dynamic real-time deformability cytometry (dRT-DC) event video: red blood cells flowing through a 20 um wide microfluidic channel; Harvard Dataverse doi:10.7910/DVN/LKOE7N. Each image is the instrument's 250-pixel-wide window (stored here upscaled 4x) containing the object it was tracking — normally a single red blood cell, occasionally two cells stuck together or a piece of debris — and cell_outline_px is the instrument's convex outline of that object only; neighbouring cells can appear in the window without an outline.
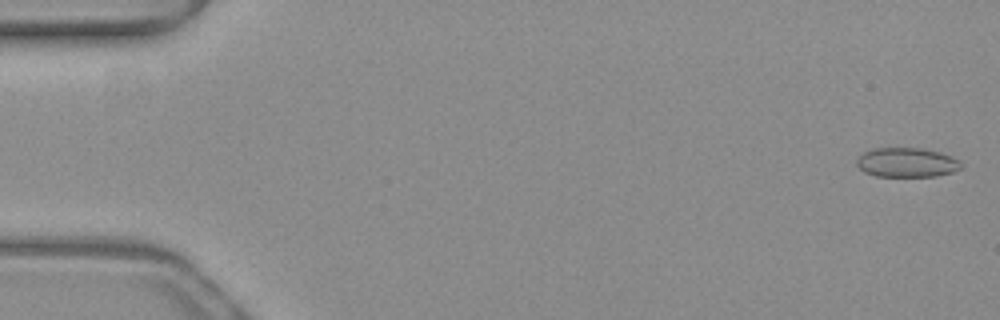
{"species": "common noctule bat (a hibernating species)", "species_latin": "Nyctalus noctula", "temperature_condition": "warm", "stored_images_in_passage": 51, "camera_frame_rate_fps": 3000, "um_per_image_px": 0.085, "animal": {"sex": "female", "body_mass_g": 19.3, "forearm_length_mm": 54.1}, "frame": {"image": 1, "passage_image": 1, "time_ms": 0.0, "image_size_px": [1000, 320], "cell_outline_px": [[960, 168], [952, 172], [936, 176], [876, 176], [864, 172], [856, 164], [856, 160], [864, 152], [872, 148], [924, 148], [940, 152], [956, 160], [960, 164]], "centroid_in_image_um": [77.02, 13.8], "position_along_channel_um": 8.0, "area_um2": 17.69}}
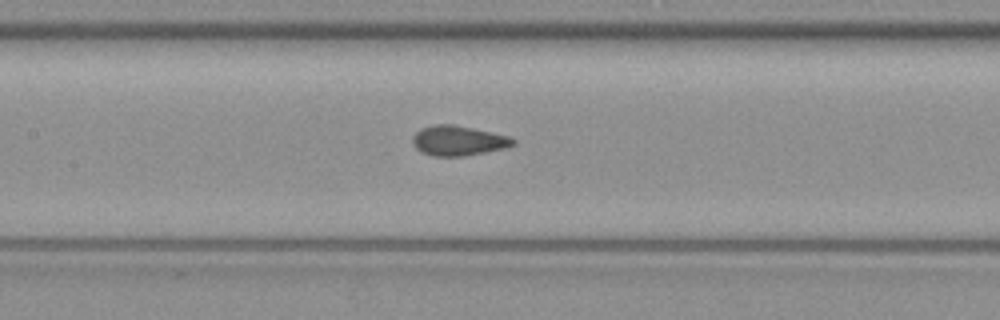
{"frame": {"image": 2, "passage_image": 24, "time_ms": 7.667, "image_size_px": [1000, 320], "cell_outline_px": [[516, 144], [504, 148], [464, 156], [432, 156], [420, 152], [412, 144], [412, 136], [420, 128], [436, 124], [452, 124], [492, 132], [508, 136], [516, 140]], "centroid_in_image_um": [38.92, 11.95], "position_along_channel_um": 168.5, "area_um2": 17.57}}
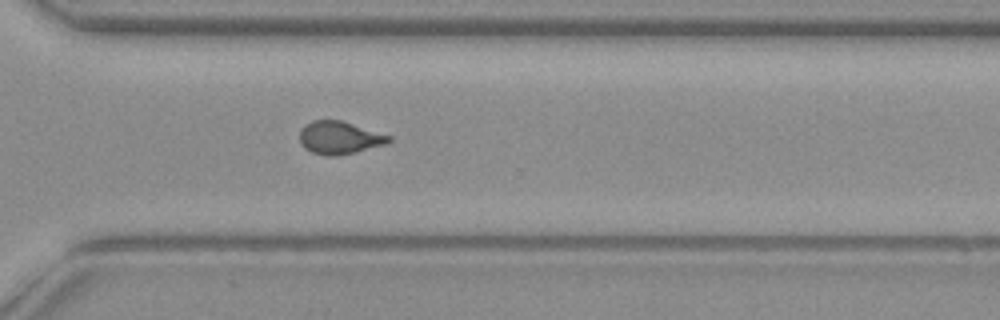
{"frame": {"image": 3, "passage_image": 37, "time_ms": 12.0, "image_size_px": [1000, 320], "cell_outline_px": [[392, 140], [384, 144], [356, 152], [336, 156], [324, 156], [312, 152], [304, 148], [300, 144], [300, 128], [304, 124], [312, 120], [340, 120], [392, 136]], "centroid_in_image_um": [28.81, 11.71], "position_along_channel_um": 341.8, "area_um2": 17.11}, "authors_computed_cell_mechanics": {"area_um2": 17.3978, "velocity_mm_per_s": 4.0111, "shape_relaxation_time_tau1_ms": null, "shape_relaxation_time_tau2_ms": 0.7631, "deformation_change_tau1": null, "deformation_change_tau2": 0.0692}}